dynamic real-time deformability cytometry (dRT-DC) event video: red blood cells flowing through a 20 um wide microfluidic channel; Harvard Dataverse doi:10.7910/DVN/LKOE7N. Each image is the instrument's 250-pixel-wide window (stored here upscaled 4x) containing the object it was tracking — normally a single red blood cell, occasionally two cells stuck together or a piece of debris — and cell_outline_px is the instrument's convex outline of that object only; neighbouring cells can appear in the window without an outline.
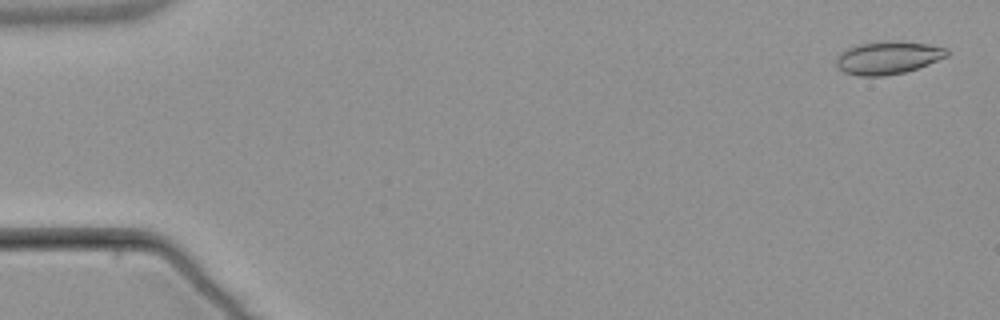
{"species": "common noctule bat (a hibernating species)", "species_latin": "Nyctalus noctula", "temperature_condition": "warm", "stored_images_in_passage": 5, "camera_frame_rate_fps": 3000, "um_per_image_px": 0.085, "animal": {"sex": "male", "body_mass_g": 21.5, "forearm_length_mm": 52.0}, "frame": {"image": 1, "passage_image": 1, "time_ms": 0.0, "image_size_px": [1000, 320], "cell_outline_px": [[948, 56], [928, 64], [904, 72], [884, 76], [860, 76], [844, 72], [836, 64], [836, 56], [840, 52], [848, 48], [860, 44], [928, 44], [948, 48]], "centroid_in_image_um": [75.45, 4.96], "position_along_channel_um": 9.5, "area_um2": 20.11}}
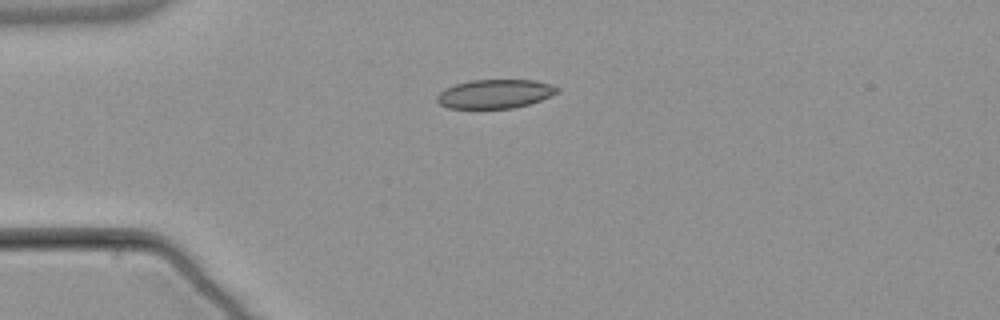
{"frame": {"image": 2, "passage_image": 4, "time_ms": 4.0, "image_size_px": [1000, 320], "cell_outline_px": [[560, 92], [540, 100], [528, 104], [512, 108], [448, 108], [440, 104], [436, 100], [436, 96], [444, 88], [456, 84], [472, 80], [536, 80], [552, 84], [560, 88]], "centroid_in_image_um": [42.09, 7.97], "position_along_channel_um": 42.9, "area_um2": 20.29}}